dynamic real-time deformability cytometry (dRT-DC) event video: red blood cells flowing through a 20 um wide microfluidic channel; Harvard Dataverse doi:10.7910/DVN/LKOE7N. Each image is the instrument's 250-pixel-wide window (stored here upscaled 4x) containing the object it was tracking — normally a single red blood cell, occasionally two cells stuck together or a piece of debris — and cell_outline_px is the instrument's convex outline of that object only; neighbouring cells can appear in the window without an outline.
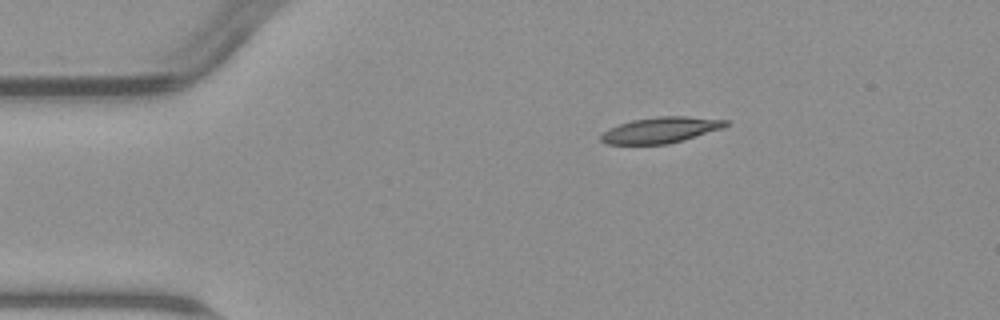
{"species": "common noctule bat (a hibernating species)", "species_latin": "Nyctalus noctula", "temperature_condition": "warm", "stored_images_in_passage": 2, "camera_frame_rate_fps": 3000, "um_per_image_px": 0.085, "animal": {"sex": "male", "body_mass_g": 23.1, "forearm_length_mm": 52.7}, "frame": {"image": 1, "passage_image": 1, "time_ms": 0.0, "image_size_px": [1000, 320], "cell_outline_px": [[728, 124], [724, 128], [684, 140], [668, 144], [608, 144], [600, 140], [600, 136], [608, 128], [632, 120], [656, 116], [688, 116], [728, 120]], "centroid_in_image_um": [56.18, 11.05], "position_along_channel_um": 28.8, "area_um2": 18.9}}